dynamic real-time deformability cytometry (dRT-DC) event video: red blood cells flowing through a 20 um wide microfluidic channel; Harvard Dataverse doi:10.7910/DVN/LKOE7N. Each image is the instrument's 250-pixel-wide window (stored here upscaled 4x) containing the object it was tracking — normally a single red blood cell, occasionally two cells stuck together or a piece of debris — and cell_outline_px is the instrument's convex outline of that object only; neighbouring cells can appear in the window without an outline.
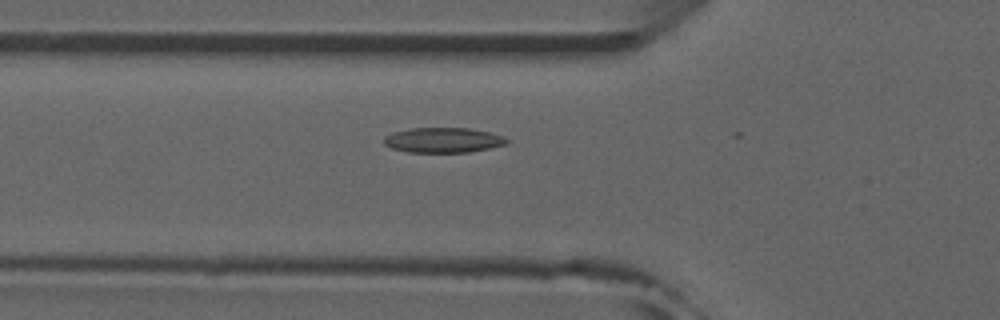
{"species": "common noctule bat (a hibernating species)", "species_latin": "Nyctalus noctula", "temperature_condition": "room temperature", "stored_images_in_passage": 8, "camera_frame_rate_fps": 3000, "um_per_image_px": 0.085, "animal": {"sex": "male", "forearm_length_mm": 52.5}, "frame": {"image": 1, "passage_image": 2, "time_ms": 0.333, "image_size_px": [1000, 320], "cell_outline_px": [[508, 144], [468, 152], [408, 152], [392, 148], [384, 144], [384, 136], [392, 132], [412, 128], [472, 128], [504, 136], [508, 140]], "centroid_in_image_um": [37.66, 11.9], "position_along_channel_um": 88.1, "area_um2": 17.92}}
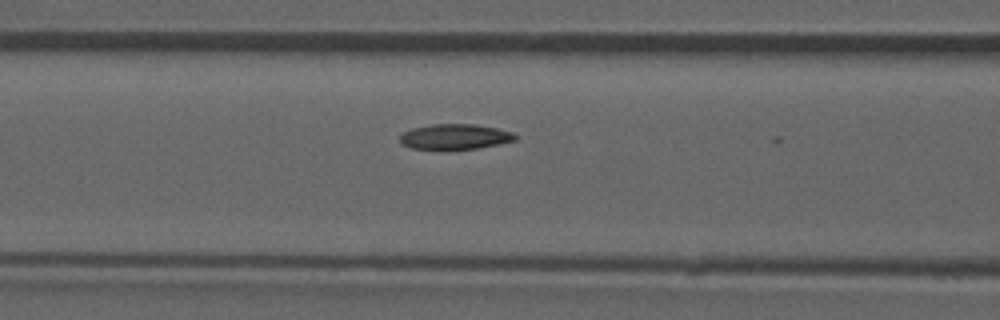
{"frame": {"image": 2, "passage_image": 5, "time_ms": 1.333, "image_size_px": [1000, 320], "cell_outline_px": [[516, 140], [476, 148], [448, 152], [412, 148], [404, 144], [400, 140], [400, 136], [404, 132], [412, 128], [432, 124], [472, 124], [496, 128], [512, 132], [516, 136]], "centroid_in_image_um": [38.63, 11.65], "position_along_channel_um": 128.0, "area_um2": 17.34}}